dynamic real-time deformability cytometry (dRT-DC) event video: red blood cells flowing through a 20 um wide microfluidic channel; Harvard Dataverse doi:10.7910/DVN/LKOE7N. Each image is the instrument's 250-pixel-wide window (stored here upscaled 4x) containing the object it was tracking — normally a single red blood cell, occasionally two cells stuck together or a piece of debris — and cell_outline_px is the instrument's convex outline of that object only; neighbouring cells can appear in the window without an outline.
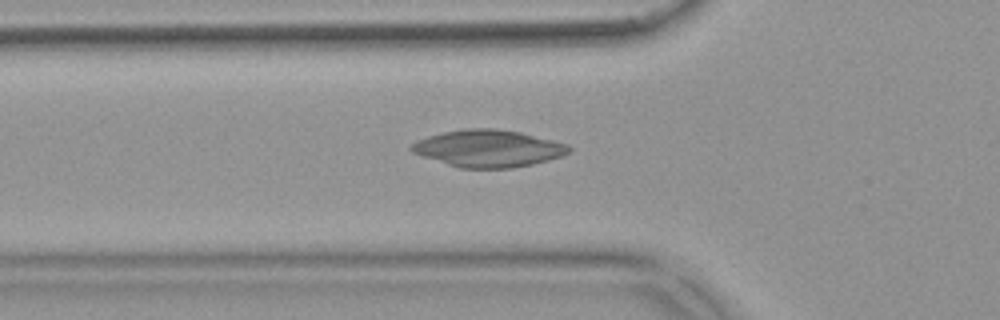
{"species": "common noctule bat (a hibernating species)", "species_latin": "Nyctalus noctula", "temperature_condition": "warm", "stored_images_in_passage": 55, "camera_frame_rate_fps": 3000, "um_per_image_px": 0.085, "animal": {"sex": "female", "body_mass_g": 18.4}, "frame": {"image": 1, "passage_image": 19, "time_ms": 6.0, "image_size_px": [1000, 320], "cell_outline_px": [[572, 152], [564, 156], [532, 164], [512, 168], [460, 168], [412, 152], [408, 148], [416, 140], [428, 136], [444, 132], [464, 128], [492, 128], [520, 132], [568, 144], [572, 148]], "centroid_in_image_um": [41.54, 12.61], "position_along_channel_um": 84.3, "area_um2": 33.99}}
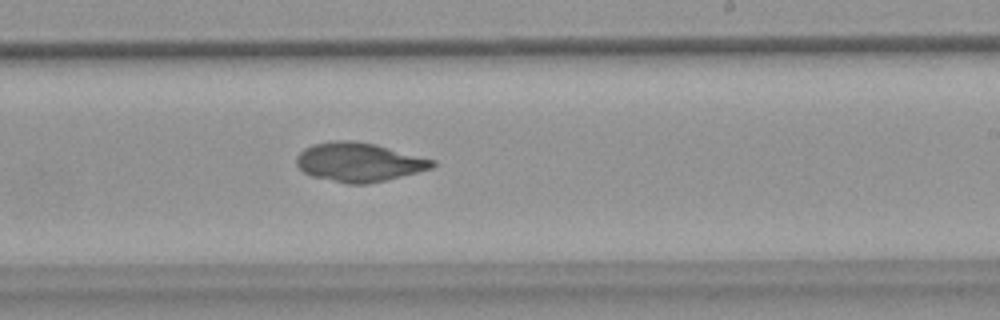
{"frame": {"image": 2, "passage_image": 33, "time_ms": 10.667, "image_size_px": [1000, 320], "cell_outline_px": [[436, 164], [432, 168], [384, 180], [364, 184], [348, 184], [312, 176], [304, 172], [296, 164], [296, 156], [304, 148], [312, 144], [336, 140], [352, 140], [376, 144], [436, 160]], "centroid_in_image_um": [30.49, 13.76], "position_along_channel_um": 258.5, "area_um2": 30.75}}
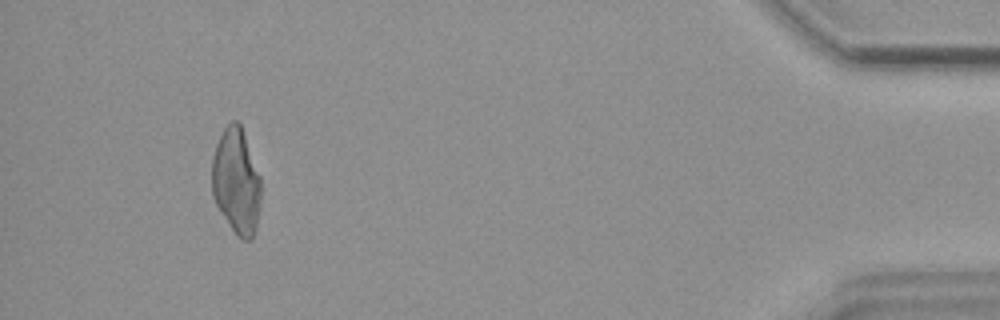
{"frame": {"image": 3, "passage_image": 51, "time_ms": 16.667, "image_size_px": [1000, 320], "cell_outline_px": [[260, 204], [256, 228], [252, 240], [244, 240], [236, 236], [216, 204], [212, 196], [212, 156], [216, 144], [224, 128], [232, 120], [236, 120], [240, 124], [244, 132], [260, 176]], "centroid_in_image_um": [20.08, 15.42], "position_along_channel_um": 415.1, "area_um2": 30.35}}